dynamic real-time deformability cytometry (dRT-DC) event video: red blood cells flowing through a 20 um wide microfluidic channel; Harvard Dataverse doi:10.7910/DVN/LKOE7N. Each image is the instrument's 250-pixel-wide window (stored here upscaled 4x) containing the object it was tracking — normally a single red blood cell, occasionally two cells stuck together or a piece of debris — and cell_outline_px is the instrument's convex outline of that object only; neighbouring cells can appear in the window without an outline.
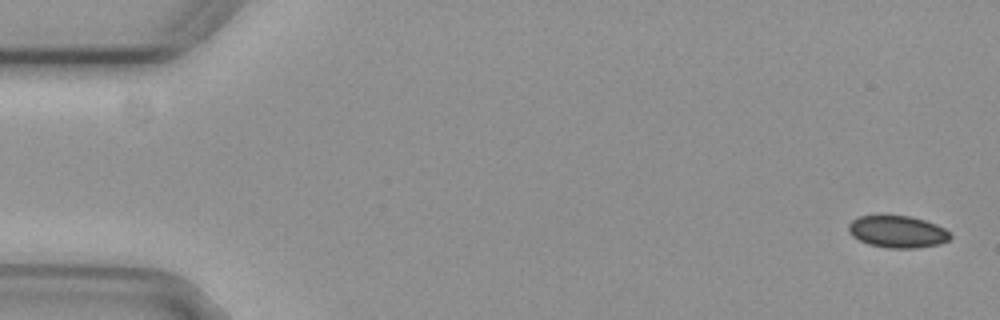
{"species": "common noctule bat (a hibernating species)", "species_latin": "Nyctalus noctula", "temperature_condition": "cold", "stored_images_in_passage": 6, "segment_of_instrument_passage": [1, 2], "camera_frame_rate_fps": 3000, "um_per_image_px": 0.085, "animal": {"sex": "female", "body_mass_g": 29.2, "forearm_length_mm": 56.3}, "frame": {"image": 1, "passage_image": 1, "time_ms": 0.0, "image_size_px": [1000, 320], "cell_outline_px": [[952, 236], [948, 240], [940, 244], [916, 248], [888, 248], [868, 244], [852, 236], [848, 232], [848, 224], [852, 220], [860, 216], [908, 216], [924, 220], [936, 224], [944, 228]], "centroid_in_image_um": [76.28, 19.7], "position_along_channel_um": 8.7, "area_um2": 18.9}}
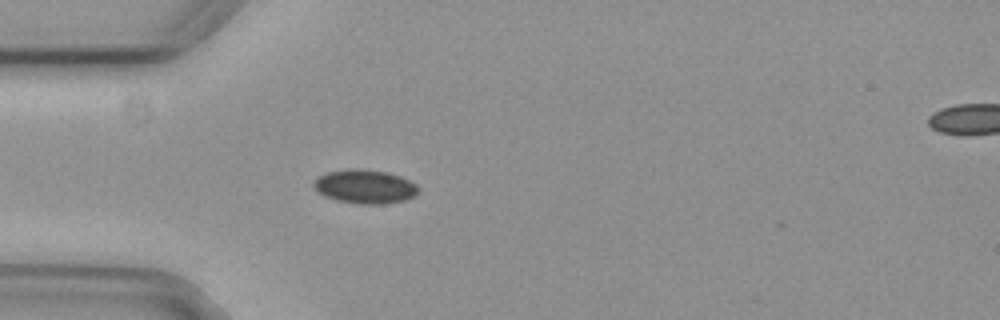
{"frame": {"image": 2, "passage_image": 5, "time_ms": 1.333, "image_size_px": [1000, 320], "cell_outline_px": [[420, 188], [412, 196], [404, 200], [384, 204], [364, 204], [336, 200], [324, 196], [316, 192], [312, 184], [320, 176], [328, 172], [348, 168], [360, 168], [388, 172], [400, 176], [416, 184]], "centroid_in_image_um": [30.99, 15.85], "position_along_channel_um": 54.0, "area_um2": 20.63}}